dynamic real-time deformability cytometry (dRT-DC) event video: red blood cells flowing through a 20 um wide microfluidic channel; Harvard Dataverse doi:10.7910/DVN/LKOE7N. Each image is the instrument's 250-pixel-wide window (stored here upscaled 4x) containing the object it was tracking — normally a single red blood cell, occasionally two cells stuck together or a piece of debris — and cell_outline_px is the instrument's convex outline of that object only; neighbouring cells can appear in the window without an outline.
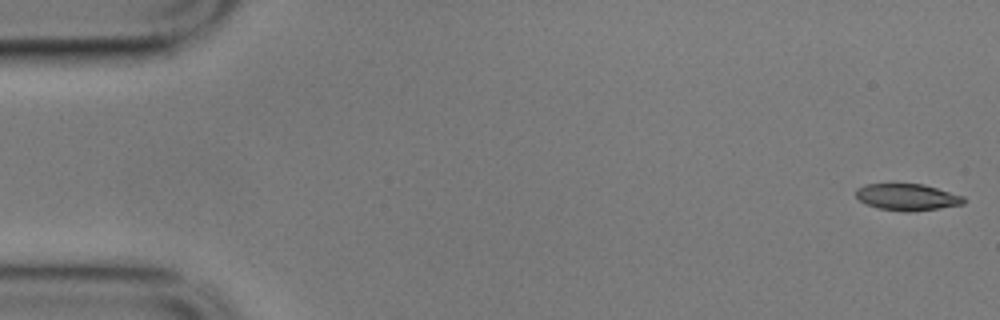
{"species": "common noctule bat (a hibernating species)", "species_latin": "Nyctalus noctula", "temperature_condition": "cold", "stored_images_in_passage": 56, "camera_frame_rate_fps": 3000, "um_per_image_px": 0.085, "animal": {"sex": "male", "body_mass_g": 17.9}, "frame": {"image": 1, "passage_image": 1, "time_ms": 0.0, "image_size_px": [1000, 320], "cell_outline_px": [[964, 204], [940, 208], [912, 212], [904, 212], [876, 208], [860, 200], [856, 196], [856, 188], [864, 184], [924, 184], [964, 196]], "centroid_in_image_um": [77.11, 16.76], "position_along_channel_um": 7.9, "area_um2": 16.82}}
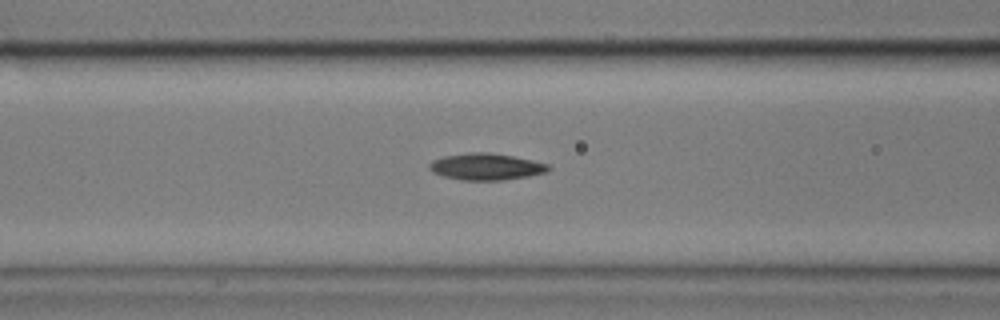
{"frame": {"image": 2, "passage_image": 22, "time_ms": 7.0, "image_size_px": [1000, 320], "cell_outline_px": [[552, 168], [548, 172], [528, 176], [504, 180], [460, 180], [444, 176], [432, 172], [428, 168], [428, 164], [432, 160], [444, 156], [472, 152], [488, 152], [512, 156], [532, 160], [548, 164]], "centroid_in_image_um": [41.32, 14.17], "position_along_channel_um": 125.3, "area_um2": 18.55}}
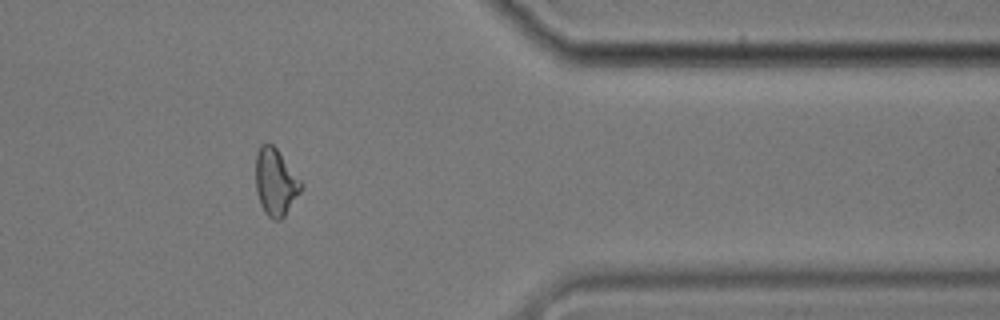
{"frame": {"image": 3, "passage_image": 46, "time_ms": 15.0, "image_size_px": [1000, 320], "cell_outline_px": [[304, 184], [300, 192], [284, 216], [280, 220], [272, 220], [264, 212], [260, 204], [256, 192], [256, 152], [260, 144], [272, 144], [276, 148]], "centroid_in_image_um": [23.41, 15.49], "position_along_channel_um": 388.0, "area_um2": 17.69}, "authors_computed_cell_mechanics": {"area_um2": 17.6868, "velocity_mm_per_s": 3.5247, "shape_relaxation_time_tau1_ms": null, "shape_relaxation_time_tau2_ms": 4.0883, "deformation_change_tau1": null, "deformation_change_tau2": 0.1016}}